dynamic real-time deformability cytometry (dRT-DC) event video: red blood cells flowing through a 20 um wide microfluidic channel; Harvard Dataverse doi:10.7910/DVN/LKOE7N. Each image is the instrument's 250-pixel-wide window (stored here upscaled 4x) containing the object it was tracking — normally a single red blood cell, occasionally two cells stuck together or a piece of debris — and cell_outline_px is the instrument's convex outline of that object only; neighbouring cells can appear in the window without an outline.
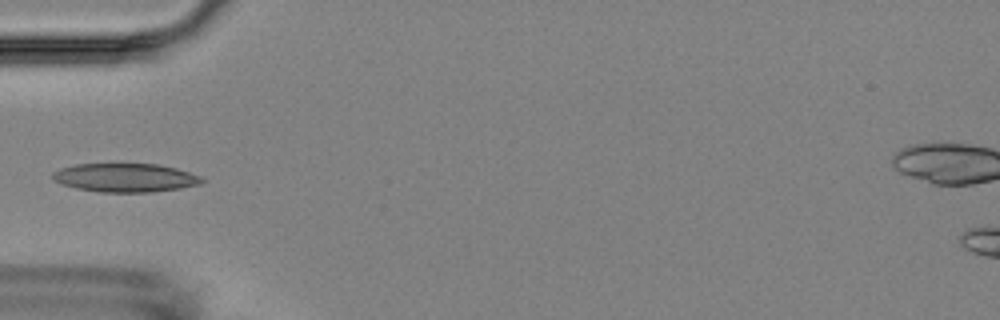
{"species": "Egyptian fruit bat (a non-hibernating species)", "species_latin": "Rousettus aegyptiacus", "temperature_condition": "room temperature", "stored_images_in_passage": 6, "camera_frame_rate_fps": 3000, "um_per_image_px": 0.085, "animal": {"sex": "female"}, "frame": {"image": 1, "passage_image": 6, "time_ms": 6.333, "image_size_px": [1000, 320], "cell_outline_px": [[204, 180], [200, 184], [180, 188], [152, 192], [100, 192], [76, 188], [60, 184], [52, 180], [52, 172], [60, 168], [76, 164], [112, 160], [160, 164], [176, 168], [200, 176]], "centroid_in_image_um": [10.57, 15.04], "position_along_channel_um": 74.4, "area_um2": 26.18}}